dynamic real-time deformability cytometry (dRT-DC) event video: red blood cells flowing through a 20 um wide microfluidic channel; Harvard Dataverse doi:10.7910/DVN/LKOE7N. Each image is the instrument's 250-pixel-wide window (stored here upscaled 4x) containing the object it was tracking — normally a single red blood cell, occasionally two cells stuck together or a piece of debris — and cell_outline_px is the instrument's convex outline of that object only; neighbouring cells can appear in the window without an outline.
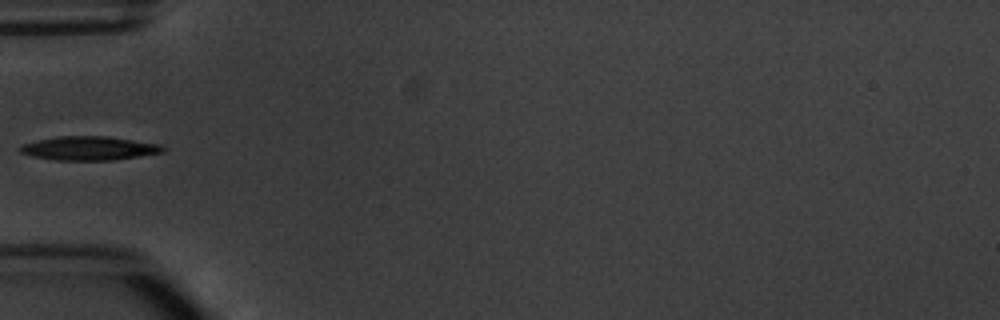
{"species": "common noctule bat (a hibernating species)", "species_latin": "Nyctalus noctula", "temperature_condition": "warm", "stored_images_in_passage": 5, "camera_frame_rate_fps": 3000, "um_per_image_px": 0.085, "animal": {"sex": "male", "body_mass_g": 20.1, "forearm_length_mm": 53.5}, "frame": {"image": 1, "passage_image": 5, "time_ms": 4.667, "image_size_px": [1000, 320], "cell_outline_px": [[164, 152], [112, 160], [56, 160], [32, 156], [20, 152], [16, 148], [20, 144], [36, 140], [60, 136], [108, 136], [160, 144], [164, 148]], "centroid_in_image_um": [7.51, 12.6], "position_along_channel_um": 77.5, "area_um2": 19.88}}